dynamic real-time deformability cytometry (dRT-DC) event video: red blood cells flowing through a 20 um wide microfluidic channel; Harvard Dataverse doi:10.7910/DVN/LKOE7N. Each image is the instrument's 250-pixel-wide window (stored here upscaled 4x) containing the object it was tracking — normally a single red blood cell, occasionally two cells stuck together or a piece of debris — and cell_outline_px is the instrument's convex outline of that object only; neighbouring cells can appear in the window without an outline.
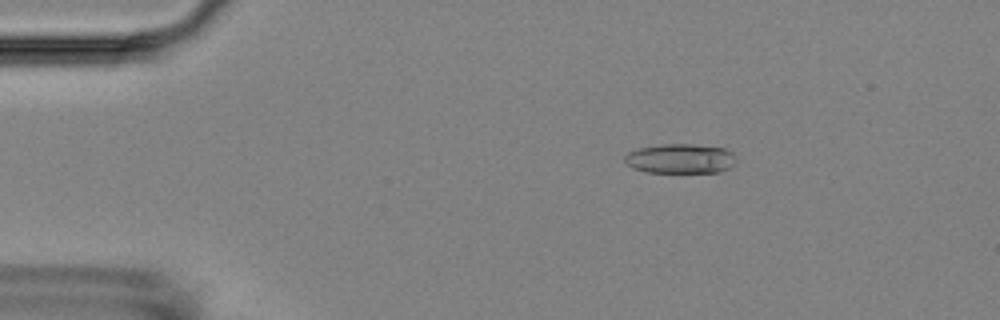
{"species": "Egyptian fruit bat (a non-hibernating species)", "species_latin": "Rousettus aegyptiacus", "temperature_condition": "room temperature", "stored_images_in_passage": 5, "camera_frame_rate_fps": 3000, "um_per_image_px": 0.085, "animal": {"sex": "female"}, "frame": {"image": 1, "passage_image": 2, "time_ms": 1.0, "image_size_px": [1000, 320], "cell_outline_px": [[736, 160], [728, 168], [720, 172], [648, 172], [632, 168], [624, 160], [624, 156], [628, 152], [640, 148], [664, 144], [692, 144], [724, 148], [732, 152], [736, 156]], "centroid_in_image_um": [57.83, 13.48], "position_along_channel_um": 27.2, "area_um2": 19.13}}
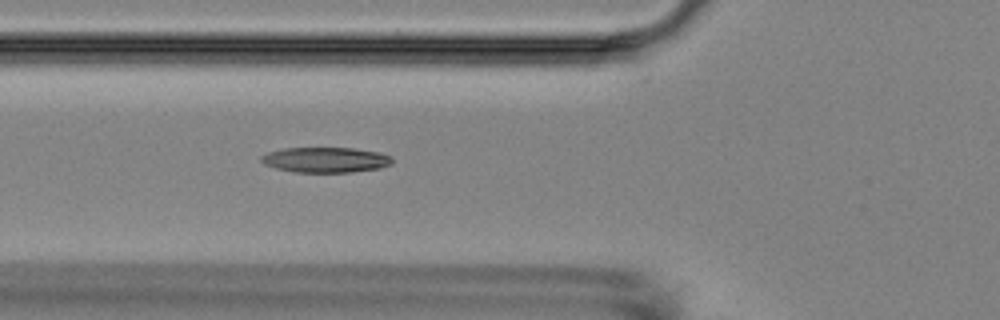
{"frame": {"image": 2, "passage_image": 5, "time_ms": 4.667, "image_size_px": [1000, 320], "cell_outline_px": [[392, 164], [380, 168], [348, 172], [296, 172], [276, 168], [264, 164], [260, 160], [260, 156], [268, 152], [284, 148], [352, 148], [376, 152], [392, 156]], "centroid_in_image_um": [27.65, 13.58], "position_along_channel_um": 98.1, "area_um2": 19.19}}